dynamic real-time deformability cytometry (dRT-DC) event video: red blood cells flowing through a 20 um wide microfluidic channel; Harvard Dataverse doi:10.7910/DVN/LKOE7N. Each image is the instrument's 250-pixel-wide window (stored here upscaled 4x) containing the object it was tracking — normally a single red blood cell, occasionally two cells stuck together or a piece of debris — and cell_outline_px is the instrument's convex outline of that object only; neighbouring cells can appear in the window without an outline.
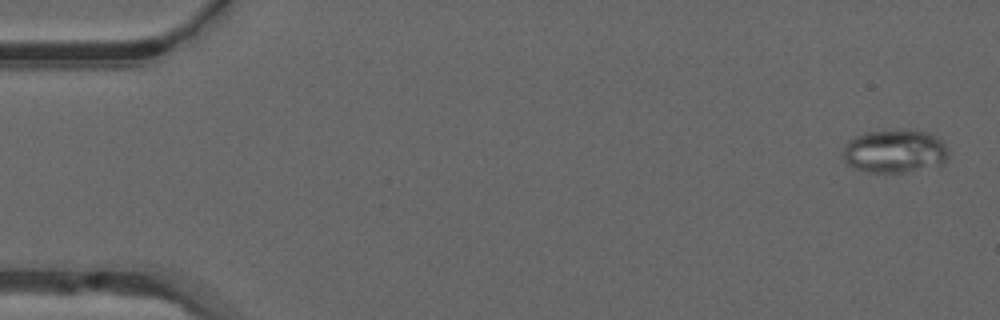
{"species": "common noctule bat (a hibernating species)", "species_latin": "Nyctalus noctula", "temperature_condition": "warm", "stored_images_in_passage": 51, "camera_frame_rate_fps": 3000, "um_per_image_px": 0.085, "animal": {"sex": "male", "forearm_length_mm": 52.5}, "frame": {"image": 1, "passage_image": 2, "time_ms": 0.333, "image_size_px": [1000, 320], "cell_outline_px": [[948, 160], [944, 164], [904, 172], [864, 172], [848, 164], [844, 160], [840, 152], [844, 144], [848, 140], [864, 132], [928, 132], [936, 136], [948, 148]], "centroid_in_image_um": [76.02, 12.89], "position_along_channel_um": 9.0, "area_um2": 26.36}}
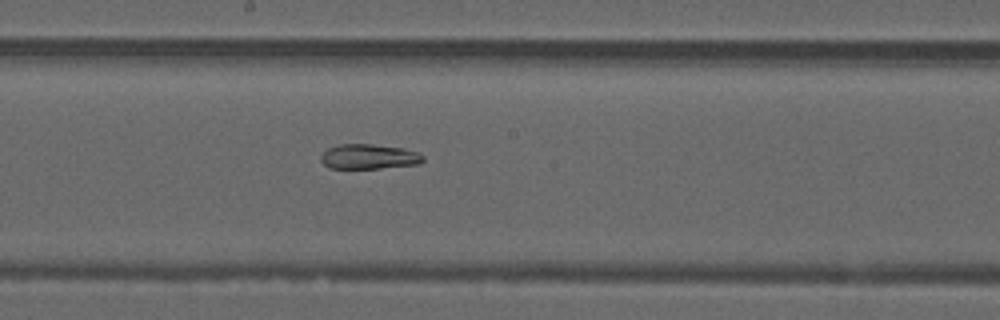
{"frame": {"image": 2, "passage_image": 28, "time_ms": 9.0, "image_size_px": [1000, 320], "cell_outline_px": [[424, 160], [420, 164], [380, 168], [328, 168], [320, 160], [320, 156], [328, 148], [340, 144], [372, 144], [404, 148], [416, 152], [424, 156]], "centroid_in_image_um": [31.36, 13.31], "position_along_channel_um": 216.8, "area_um2": 14.85}}
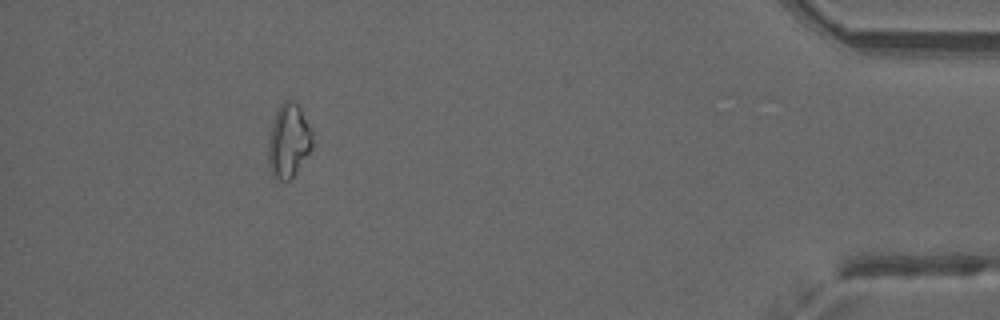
{"frame": {"image": 3, "passage_image": 47, "time_ms": 15.333, "image_size_px": [1000, 320], "cell_outline_px": [[312, 148], [296, 172], [288, 180], [276, 180], [272, 176], [268, 160], [268, 140], [272, 124], [276, 112], [280, 104], [284, 100], [292, 96], [296, 100], [312, 132]], "centroid_in_image_um": [24.52, 11.93], "position_along_channel_um": 410.7, "area_um2": 19.07}, "authors_computed_cell_mechanics": {"area_um2": 18.496, "velocity_mm_per_s": 3.9981, "shape_relaxation_time_tau1_ms": null, "shape_relaxation_time_tau2_ms": 4.2927, "deformation_change_tau1": null, "deformation_change_tau2": 0.1196}}